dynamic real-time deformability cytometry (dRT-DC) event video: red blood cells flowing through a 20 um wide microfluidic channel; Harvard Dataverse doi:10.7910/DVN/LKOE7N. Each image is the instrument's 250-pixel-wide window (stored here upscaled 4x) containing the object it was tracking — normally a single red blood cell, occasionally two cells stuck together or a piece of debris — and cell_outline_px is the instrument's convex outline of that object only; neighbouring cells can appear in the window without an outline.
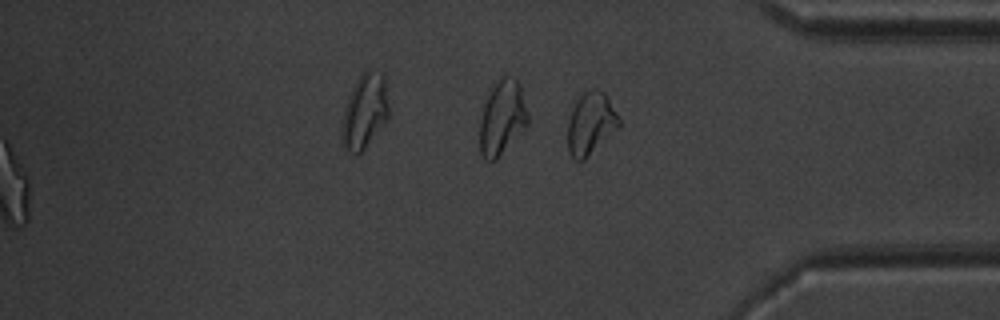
{"species": "common noctule bat (a hibernating species)", "species_latin": "Nyctalus noctula", "temperature_condition": "warm", "stored_images_in_passage": 53, "segment_of_instrument_passage": [2, 2], "camera_frame_rate_fps": 3000, "um_per_image_px": 0.085, "animal": {"sex": "male", "body_mass_g": 20.1, "forearm_length_mm": 53.5}, "frame": {"image": 1, "passage_image": 53, "time_ms": 17.333, "image_size_px": [1000, 320], "cell_outline_px": [[620, 124], [584, 160], [576, 160], [568, 152], [568, 120], [572, 108], [576, 100], [588, 88], [600, 88], [604, 92], [616, 112], [620, 120]], "centroid_in_image_um": [50.18, 10.45], "position_along_channel_um": 385.0, "area_um2": 18.32}}